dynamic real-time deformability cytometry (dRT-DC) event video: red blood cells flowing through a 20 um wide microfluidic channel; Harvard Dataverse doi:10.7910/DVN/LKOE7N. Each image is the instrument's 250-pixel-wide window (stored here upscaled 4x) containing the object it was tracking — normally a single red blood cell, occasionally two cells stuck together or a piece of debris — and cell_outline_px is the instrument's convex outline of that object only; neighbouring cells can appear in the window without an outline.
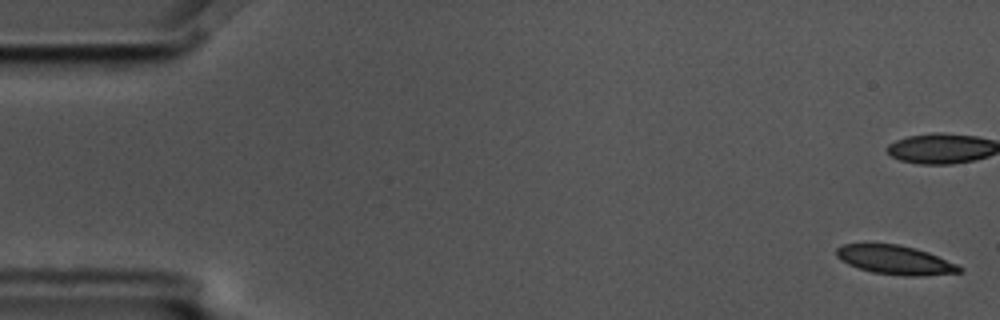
{"species": "common noctule bat (a hibernating species)", "species_latin": "Nyctalus noctula", "temperature_condition": "cold", "stored_images_in_passage": 8, "camera_frame_rate_fps": 3000, "um_per_image_px": 0.085, "animal": {"sex": "male", "body_mass_g": 17.5, "forearm_length_mm": 52.3}, "frame": {"image": 1, "passage_image": 1, "time_ms": 0.0, "image_size_px": [1000, 320], "cell_outline_px": [[964, 272], [924, 276], [904, 276], [872, 272], [848, 264], [840, 260], [836, 256], [836, 248], [844, 244], [896, 244], [916, 248], [928, 252], [956, 264], [964, 268]], "centroid_in_image_um": [76.12, 22.1], "position_along_channel_um": 8.9, "area_um2": 20.81}}
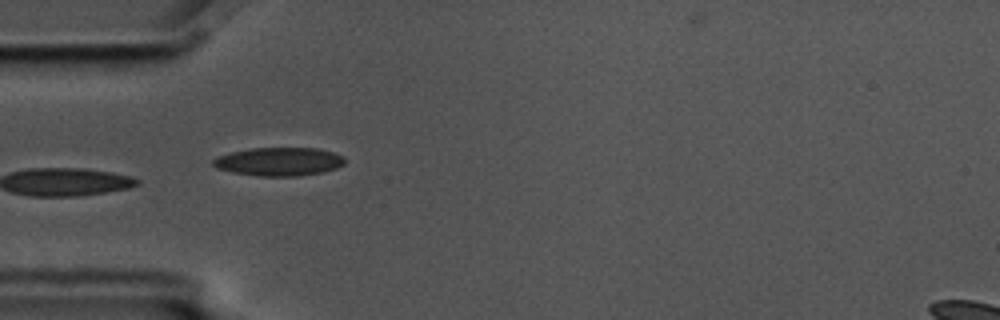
{"frame": {"image": 2, "passage_image": 6, "time_ms": 1.667, "image_size_px": [1000, 320], "cell_outline_px": [[344, 164], [336, 168], [324, 172], [296, 176], [256, 176], [232, 172], [216, 168], [212, 164], [212, 160], [216, 156], [228, 152], [252, 148], [316, 148], [332, 152], [344, 156]], "centroid_in_image_um": [23.67, 13.73], "position_along_channel_um": 61.3, "area_um2": 21.96}}